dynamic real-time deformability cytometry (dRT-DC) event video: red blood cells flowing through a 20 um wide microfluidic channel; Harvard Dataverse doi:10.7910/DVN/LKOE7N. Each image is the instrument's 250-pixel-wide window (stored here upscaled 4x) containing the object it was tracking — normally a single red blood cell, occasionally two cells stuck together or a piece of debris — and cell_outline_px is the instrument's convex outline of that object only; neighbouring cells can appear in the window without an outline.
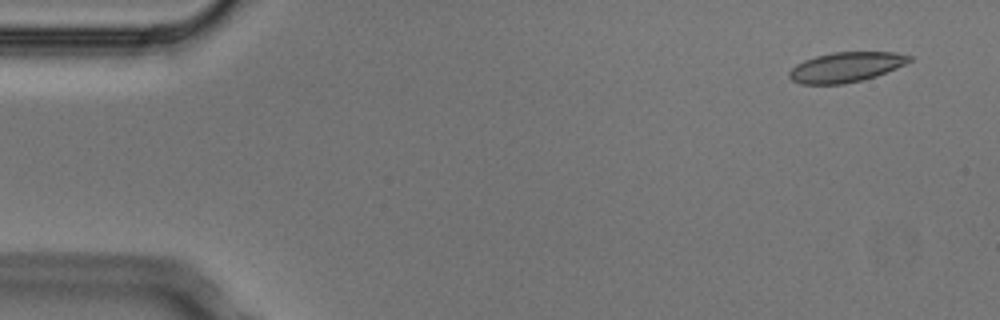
{"species": "Egyptian fruit bat (a non-hibernating species)", "species_latin": "Rousettus aegyptiacus", "temperature_condition": "cold", "stored_images_in_passage": 5, "segment_of_instrument_passage": [1, 2], "camera_frame_rate_fps": 3000, "um_per_image_px": 0.085, "animal": {"sex": "male"}, "frame": {"image": 1, "passage_image": 1, "time_ms": 0.0, "image_size_px": [1000, 320], "cell_outline_px": [[912, 60], [896, 68], [876, 76], [864, 80], [844, 84], [800, 84], [792, 80], [788, 76], [788, 72], [796, 64], [804, 60], [816, 56], [832, 52], [896, 52], [912, 56]], "centroid_in_image_um": [71.89, 5.71], "position_along_channel_um": 13.1, "area_um2": 21.04}}